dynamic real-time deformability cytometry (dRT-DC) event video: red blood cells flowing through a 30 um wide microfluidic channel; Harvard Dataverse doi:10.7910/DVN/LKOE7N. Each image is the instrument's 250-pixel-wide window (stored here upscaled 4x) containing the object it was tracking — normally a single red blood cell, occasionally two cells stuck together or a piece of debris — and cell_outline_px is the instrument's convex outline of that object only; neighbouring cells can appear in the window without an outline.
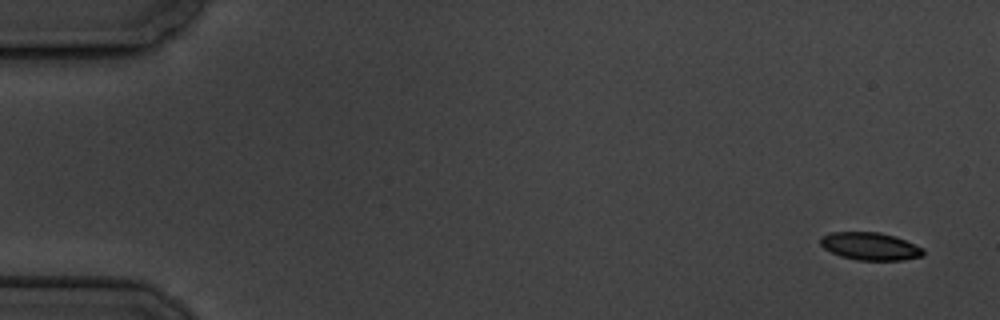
{"species": "common noctule bat (a hibernating species)", "species_latin": "Nyctalus noctula", "temperature_condition": "cold", "stored_images_in_passage": 7, "camera_frame_rate_fps": 3000, "um_per_image_px": 0.085, "animal": {"sex": "male", "body_mass_g": 19.5, "forearm_length_mm": 54.6}, "frame": {"image": 1, "passage_image": 1, "time_ms": 0.0, "image_size_px": [1000, 320], "cell_outline_px": [[924, 252], [920, 256], [904, 260], [856, 260], [840, 256], [824, 248], [820, 244], [820, 236], [832, 232], [880, 232], [896, 236], [924, 248]], "centroid_in_image_um": [73.95, 20.92], "position_along_channel_um": 11.0, "area_um2": 16.65}}
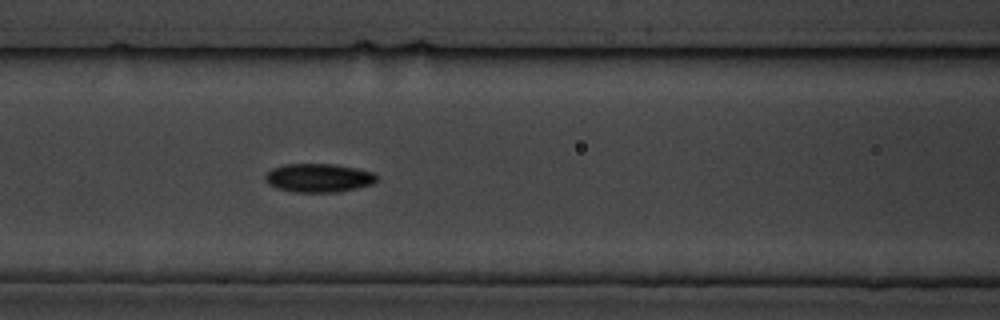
{"frame": {"image": 2, "passage_image": 7, "time_ms": 7.667, "image_size_px": [1000, 320], "cell_outline_px": [[376, 180], [372, 184], [356, 188], [336, 192], [292, 192], [276, 188], [268, 184], [264, 180], [264, 176], [272, 168], [284, 164], [332, 164], [356, 168], [372, 172], [376, 176]], "centroid_in_image_um": [27.02, 15.12], "position_along_channel_um": 139.6, "area_um2": 18.55}}